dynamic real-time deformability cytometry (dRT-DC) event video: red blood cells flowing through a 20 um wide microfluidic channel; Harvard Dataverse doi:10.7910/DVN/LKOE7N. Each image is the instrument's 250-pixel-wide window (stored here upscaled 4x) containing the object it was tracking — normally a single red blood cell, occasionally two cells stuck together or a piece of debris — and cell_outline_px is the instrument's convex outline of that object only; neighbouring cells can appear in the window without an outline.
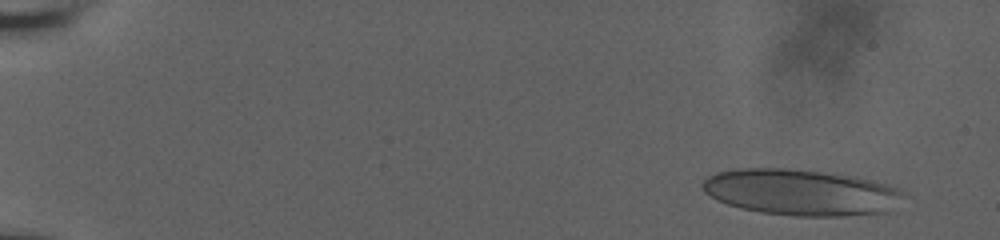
{"species": "human", "species_latin": "Homo sapiens", "temperature_condition": "room temperature", "stored_images_in_passage": 58, "camera_frame_rate_fps": 3000, "um_per_image_px": 0.085, "donor": {"sex": "male"}, "frame": {"image": 1, "passage_image": 5, "time_ms": 1.333, "image_size_px": [1000, 240], "cell_outline_px": [[900, 192], [888, 212], [840, 216], [792, 216], [760, 212], [728, 204], [716, 200], [704, 192], [704, 180], [708, 176], [716, 172], [748, 168], [784, 168], [820, 172], [848, 176], [868, 180], [884, 184], [896, 188]], "centroid_in_image_um": [67.96, 16.35], "position_along_channel_um": 17.0, "area_um2": 52.71}}
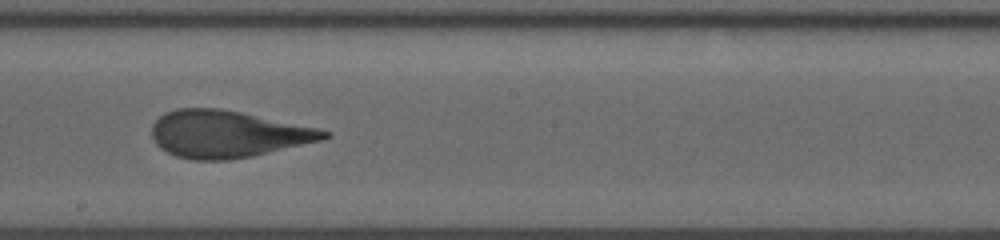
{"frame": {"image": 2, "passage_image": 35, "time_ms": 11.333, "image_size_px": [1000, 240], "cell_outline_px": [[332, 136], [324, 140], [252, 156], [228, 160], [192, 160], [176, 156], [160, 148], [156, 144], [152, 136], [152, 124], [160, 116], [176, 108], [220, 108], [320, 128], [332, 132]], "centroid_in_image_um": [19.37, 11.4], "position_along_channel_um": 228.8, "area_um2": 47.34}}
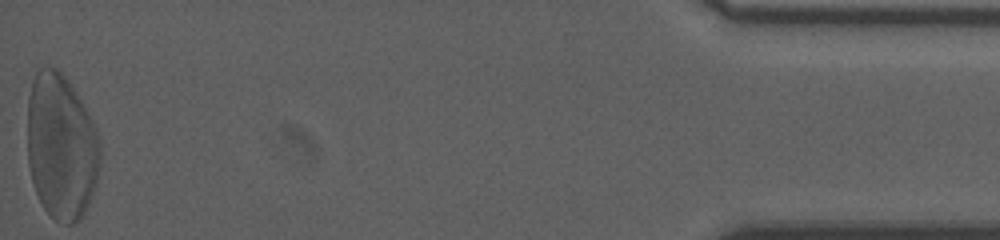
{"frame": {"image": 3, "passage_image": 58, "time_ms": 19.0, "image_size_px": [1000, 240], "cell_outline_px": [[100, 164], [96, 180], [84, 216], [72, 224], [60, 224], [44, 208], [36, 192], [32, 180], [28, 164], [28, 96], [32, 80], [36, 72], [40, 68], [56, 68], [68, 80], [92, 120], [96, 128], [100, 140]], "centroid_in_image_um": [5.2, 12.48], "position_along_channel_um": 430.0, "area_um2": 61.67}, "authors_computed_cell_mechanics": {"area_um2": 49.6791, "velocity_mm_per_s": 3.724, "shape_relaxation_time_tau1_ms": 6.4993, "shape_relaxation_time_tau2_ms": 0.9488, "deformation_change_tau1": 0.2304, "deformation_change_tau2": 0.0807}}